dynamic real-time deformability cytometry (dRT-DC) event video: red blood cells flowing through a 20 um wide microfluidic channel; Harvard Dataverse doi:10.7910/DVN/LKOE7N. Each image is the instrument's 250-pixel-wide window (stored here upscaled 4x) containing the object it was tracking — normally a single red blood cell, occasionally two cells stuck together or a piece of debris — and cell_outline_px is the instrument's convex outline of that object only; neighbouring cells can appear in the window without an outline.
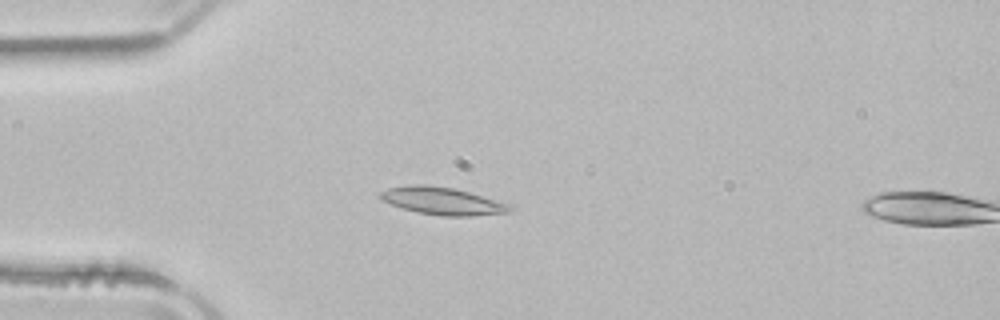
{"species": "common noctule bat (a hibernating species)", "species_latin": "Nyctalus noctula", "temperature_condition": "room temperature", "stored_images_in_passage": 4, "camera_frame_rate_fps": 3000, "um_per_image_px": 0.085, "animal": {"sex": "male", "body_mass_g": 21.5, "forearm_length_mm": 52.0}, "frame": {"image": 1, "passage_image": 3, "time_ms": 0.667, "image_size_px": [1000, 320], "cell_outline_px": [[516, 208], [508, 212], [472, 216], [440, 216], [416, 212], [380, 200], [380, 192], [388, 188], [412, 184], [424, 184], [452, 188], [468, 192], [512, 204]], "centroid_in_image_um": [37.63, 17.09], "position_along_channel_um": 47.4, "area_um2": 20.75}}